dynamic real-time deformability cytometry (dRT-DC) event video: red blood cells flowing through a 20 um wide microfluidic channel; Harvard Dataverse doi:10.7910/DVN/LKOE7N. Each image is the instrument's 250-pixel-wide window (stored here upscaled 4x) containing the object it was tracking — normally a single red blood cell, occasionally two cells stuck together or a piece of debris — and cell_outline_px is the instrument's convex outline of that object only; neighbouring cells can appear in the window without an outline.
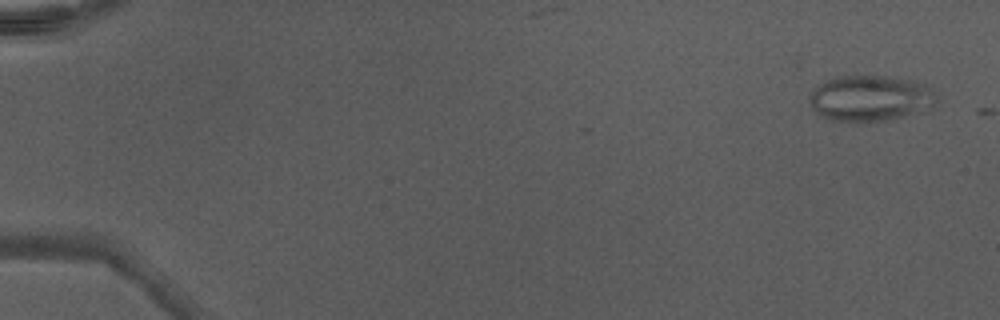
{"species": "Egyptian fruit bat (a non-hibernating species)", "species_latin": "Rousettus aegyptiacus", "temperature_condition": "warm", "stored_images_in_passage": 6, "camera_frame_rate_fps": 3000, "um_per_image_px": 0.085, "animal": {"sex": "male"}, "frame": {"image": 1, "passage_image": 2, "time_ms": 0.333, "image_size_px": [1000, 320], "cell_outline_px": [[936, 100], [932, 112], [888, 120], [864, 124], [852, 124], [828, 120], [820, 116], [812, 108], [808, 100], [808, 96], [824, 80], [832, 76], [896, 76], [916, 80], [932, 88], [936, 96]], "centroid_in_image_um": [74.02, 8.4], "position_along_channel_um": 11.0, "area_um2": 35.84}}